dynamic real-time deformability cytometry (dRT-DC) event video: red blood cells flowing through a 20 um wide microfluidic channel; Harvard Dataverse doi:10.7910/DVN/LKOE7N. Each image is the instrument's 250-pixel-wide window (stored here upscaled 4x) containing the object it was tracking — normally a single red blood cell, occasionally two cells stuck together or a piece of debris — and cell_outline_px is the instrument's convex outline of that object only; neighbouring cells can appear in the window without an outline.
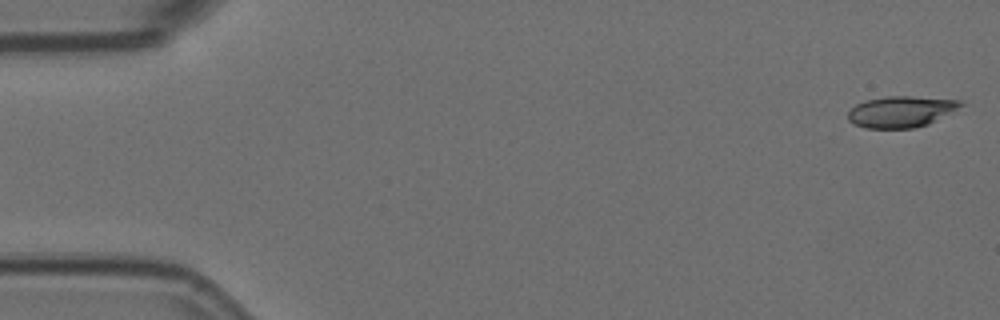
{"species": "Egyptian fruit bat (a non-hibernating species)", "species_latin": "Rousettus aegyptiacus", "temperature_condition": "room temperature", "stored_images_in_passage": 4, "camera_frame_rate_fps": 3000, "um_per_image_px": 0.085, "animal": {"sex": "female"}, "frame": {"image": 1, "passage_image": 1, "time_ms": 0.0, "image_size_px": [1000, 320], "cell_outline_px": [[964, 104], [928, 124], [912, 128], [864, 128], [852, 124], [848, 120], [848, 112], [856, 104], [864, 100], [888, 96], [908, 96], [960, 100]], "centroid_in_image_um": [76.51, 9.49], "position_along_channel_um": 8.5, "area_um2": 20.29}}